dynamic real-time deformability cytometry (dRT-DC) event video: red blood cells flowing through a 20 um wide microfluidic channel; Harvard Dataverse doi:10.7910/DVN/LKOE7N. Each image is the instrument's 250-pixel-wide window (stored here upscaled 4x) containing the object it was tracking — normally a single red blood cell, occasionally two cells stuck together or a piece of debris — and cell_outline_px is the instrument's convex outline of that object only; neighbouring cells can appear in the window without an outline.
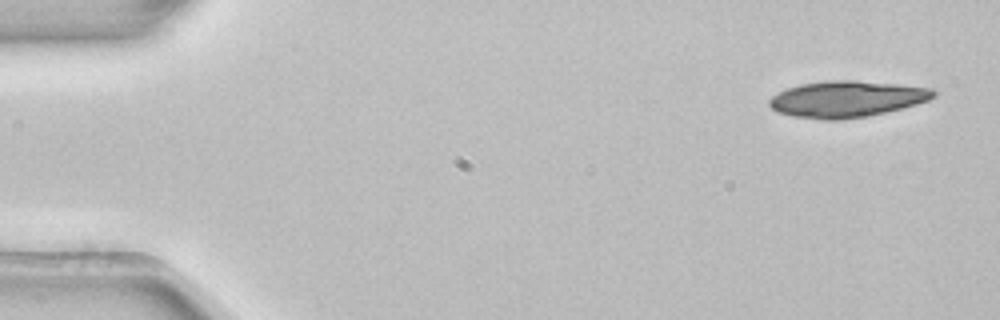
{"species": "common noctule bat (a hibernating species)", "species_latin": "Nyctalus noctula", "temperature_condition": "room temperature", "stored_images_in_passage": 4, "camera_frame_rate_fps": 3000, "um_per_image_px": 0.085, "animal": {"sex": "female", "body_mass_g": 22.7, "forearm_length_mm": 54.2}, "frame": {"image": 1, "passage_image": 1, "time_ms": 0.0, "image_size_px": [1000, 320], "cell_outline_px": [[936, 96], [928, 100], [916, 104], [884, 112], [864, 116], [840, 120], [820, 120], [792, 116], [776, 112], [768, 104], [768, 100], [772, 96], [788, 88], [800, 84], [828, 80], [856, 80], [900, 84], [932, 88], [936, 92]], "centroid_in_image_um": [71.95, 8.41], "position_along_channel_um": 13.0, "area_um2": 34.8}}